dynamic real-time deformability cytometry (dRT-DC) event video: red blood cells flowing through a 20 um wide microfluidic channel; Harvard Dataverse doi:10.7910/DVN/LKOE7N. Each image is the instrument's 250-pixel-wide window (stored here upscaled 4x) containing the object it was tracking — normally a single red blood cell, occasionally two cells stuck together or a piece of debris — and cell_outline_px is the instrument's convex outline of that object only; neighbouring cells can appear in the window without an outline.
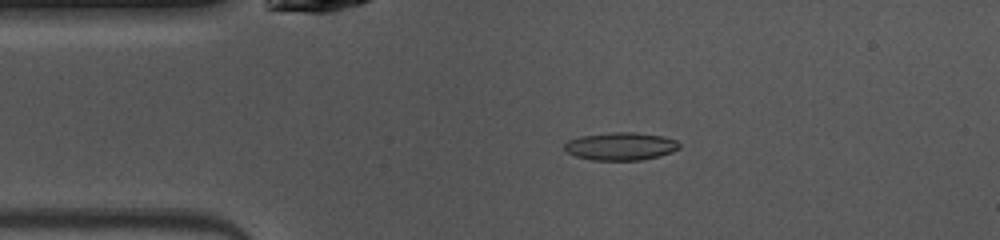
{"species": "common noctule bat (a hibernating species)", "species_latin": "Nyctalus noctula", "temperature_condition": "warm", "stored_images_in_passage": 43, "camera_frame_rate_fps": 3000, "um_per_image_px": 0.085, "animal": {"sex": "female", "body_mass_g": 10.0, "forearm_length_mm": 53.1}, "frame": {"image": 1, "passage_image": 5, "time_ms": 1.333, "image_size_px": [1000, 240], "cell_outline_px": [[680, 148], [672, 152], [660, 156], [640, 160], [592, 160], [576, 156], [568, 152], [564, 148], [564, 144], [568, 140], [580, 136], [612, 132], [636, 132], [664, 136], [676, 140], [680, 144]], "centroid_in_image_um": [52.78, 12.43], "position_along_channel_um": 32.2, "area_um2": 18.73}}
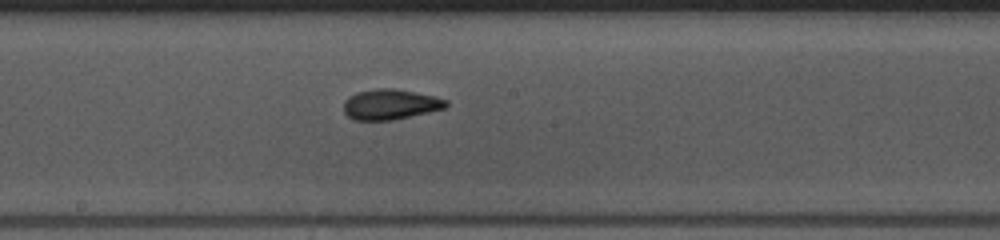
{"frame": {"image": 2, "passage_image": 20, "time_ms": 6.333, "image_size_px": [1000, 240], "cell_outline_px": [[448, 104], [444, 108], [428, 112], [392, 120], [352, 120], [344, 112], [344, 100], [348, 96], [356, 92], [376, 88], [396, 88], [436, 96], [448, 100]], "centroid_in_image_um": [33.16, 8.86], "position_along_channel_um": 215.0, "area_um2": 18.26}}
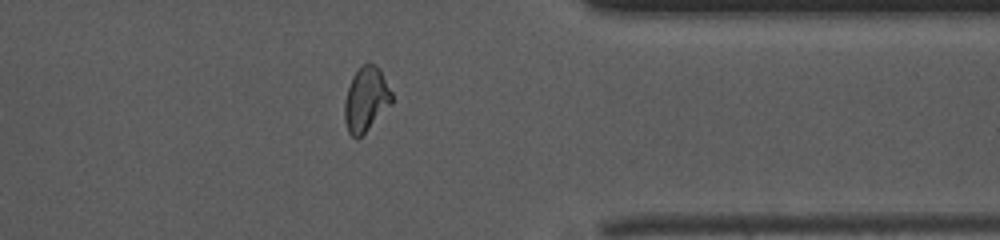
{"frame": {"image": 3, "passage_image": 33, "time_ms": 10.667, "image_size_px": [1000, 240], "cell_outline_px": [[392, 104], [356, 140], [348, 132], [344, 120], [344, 100], [352, 76], [360, 64], [368, 60], [380, 68], [392, 92]], "centroid_in_image_um": [31.1, 8.38], "position_along_channel_um": 380.3, "area_um2": 18.03}, "authors_computed_cell_mechanics": {"area_um2": 18.0336, "velocity_mm_per_s": 4.1016, "shape_relaxation_time_tau1_ms": 3.403, "shape_relaxation_time_tau2_ms": 2.0713, "deformation_change_tau1": 0.1381, "deformation_change_tau2": 0.0905}}